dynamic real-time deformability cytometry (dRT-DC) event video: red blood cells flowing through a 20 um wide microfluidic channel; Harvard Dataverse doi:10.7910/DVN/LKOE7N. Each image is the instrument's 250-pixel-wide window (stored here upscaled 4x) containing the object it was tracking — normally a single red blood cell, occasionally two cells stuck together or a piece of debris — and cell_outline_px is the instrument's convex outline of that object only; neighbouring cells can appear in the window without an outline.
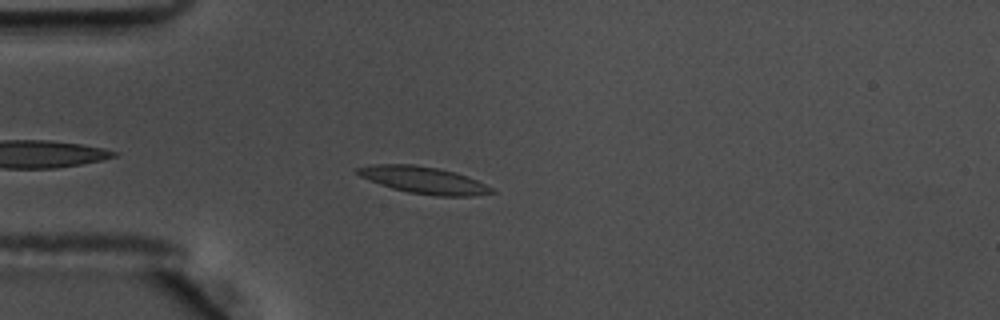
{"species": "common noctule bat (a hibernating species)", "species_latin": "Nyctalus noctula", "temperature_condition": "warm", "stored_images_in_passage": 27, "camera_frame_rate_fps": 3000, "um_per_image_px": 0.085, "animal": {"sex": "male", "body_mass_g": 17.5, "forearm_length_mm": 52.3}, "frame": {"image": 1, "passage_image": 5, "time_ms": 1.333, "image_size_px": [1000, 320], "cell_outline_px": [[496, 192], [472, 196], [436, 196], [408, 192], [392, 188], [380, 184], [360, 176], [356, 172], [356, 168], [372, 164], [416, 164], [440, 168], [456, 172], [468, 176], [492, 188]], "centroid_in_image_um": [36.02, 15.3], "position_along_channel_um": 49.0, "area_um2": 21.1}}
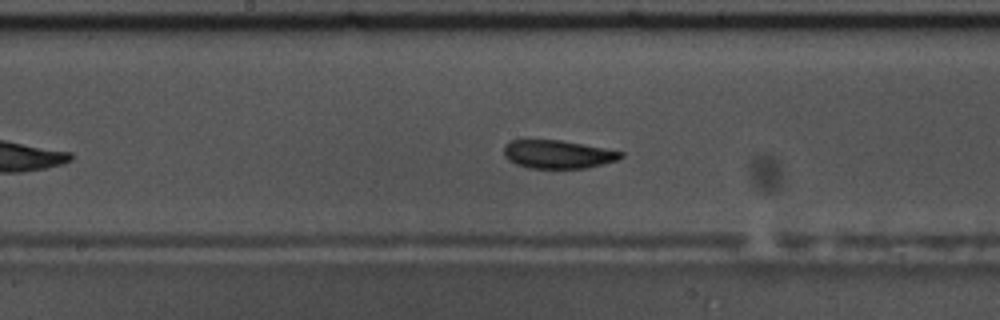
{"frame": {"image": 2, "passage_image": 19, "time_ms": 6.0, "image_size_px": [1000, 320], "cell_outline_px": [[624, 156], [616, 160], [588, 168], [528, 168], [516, 164], [508, 160], [504, 156], [504, 144], [512, 140], [560, 140], [604, 148], [624, 152]], "centroid_in_image_um": [47.4, 13.12], "position_along_channel_um": 200.8, "area_um2": 19.25}}